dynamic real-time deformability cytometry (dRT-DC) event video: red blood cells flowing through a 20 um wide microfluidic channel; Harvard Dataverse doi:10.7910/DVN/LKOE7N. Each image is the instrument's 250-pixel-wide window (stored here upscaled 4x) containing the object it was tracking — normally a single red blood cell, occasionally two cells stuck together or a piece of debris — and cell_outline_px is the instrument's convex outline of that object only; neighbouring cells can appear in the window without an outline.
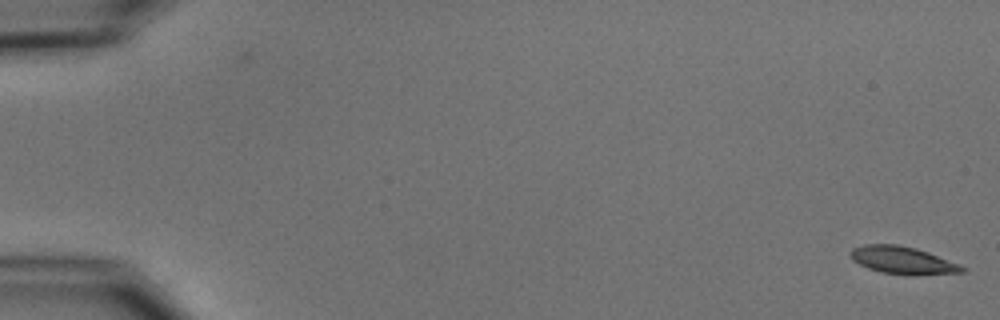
{"species": "common noctule bat (a hibernating species)", "species_latin": "Nyctalus noctula", "temperature_condition": "cold", "stored_images_in_passage": 55, "camera_frame_rate_fps": 3000, "um_per_image_px": 0.085, "animal": {"sex": "male", "body_mass_g": 15.6}, "frame": {"image": 1, "passage_image": 1, "time_ms": 0.0, "image_size_px": [1000, 320], "cell_outline_px": [[968, 268], [964, 272], [880, 272], [868, 268], [852, 260], [848, 252], [852, 248], [864, 244], [896, 244], [916, 248], [928, 252], [960, 264]], "centroid_in_image_um": [76.64, 22.05], "position_along_channel_um": 8.4, "area_um2": 16.99}}
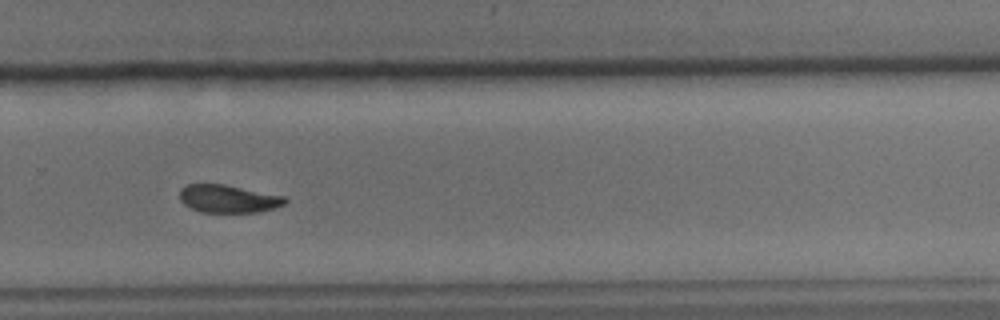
{"frame": {"image": 2, "passage_image": 38, "time_ms": 12.333, "image_size_px": [1000, 320], "cell_outline_px": [[288, 200], [284, 204], [260, 212], [200, 212], [184, 204], [180, 200], [180, 188], [188, 184], [224, 184], [284, 196]], "centroid_in_image_um": [19.38, 16.89], "position_along_channel_um": 310.4, "area_um2": 16.99}}
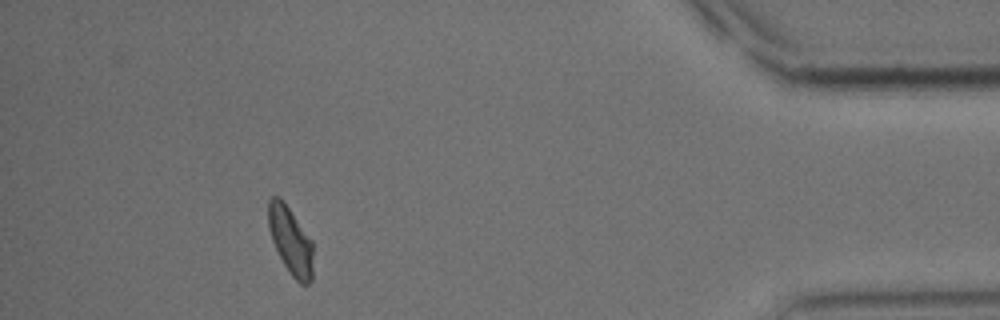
{"frame": {"image": 3, "passage_image": 50, "time_ms": 16.333, "image_size_px": [1000, 320], "cell_outline_px": [[312, 280], [308, 284], [300, 284], [288, 272], [272, 240], [268, 228], [268, 200], [272, 196], [280, 196], [312, 240]], "centroid_in_image_um": [24.69, 20.44], "position_along_channel_um": 410.5, "area_um2": 17.57}, "authors_computed_cell_mechanics": {"area_um2": 18.0914, "velocity_mm_per_s": 3.7245, "shape_relaxation_time_tau1_ms": 3.2711, "shape_relaxation_time_tau2_ms": 8.7248, "deformation_change_tau1": 0.1155, "deformation_change_tau2": 0.141}}